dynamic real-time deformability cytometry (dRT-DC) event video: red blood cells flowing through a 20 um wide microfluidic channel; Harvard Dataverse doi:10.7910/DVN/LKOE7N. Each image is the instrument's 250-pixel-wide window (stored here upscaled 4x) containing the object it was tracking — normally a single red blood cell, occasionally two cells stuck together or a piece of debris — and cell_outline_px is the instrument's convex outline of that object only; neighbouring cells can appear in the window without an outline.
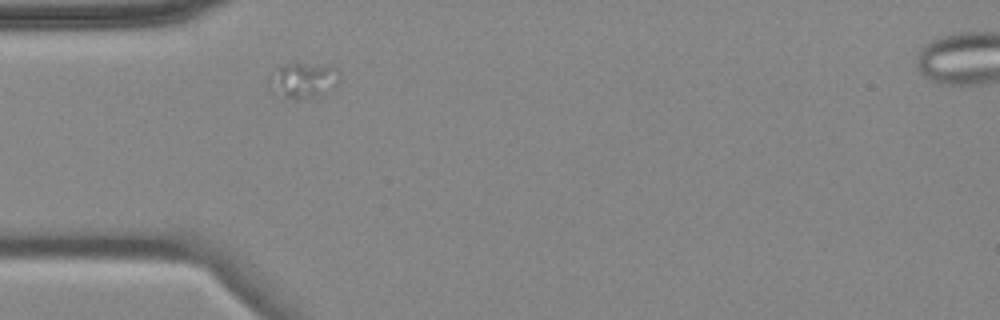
{"species": "common noctule bat (a hibernating species)", "species_latin": "Nyctalus noctula", "temperature_condition": "cold", "stored_images_in_passage": 2, "segment_of_instrument_passage": [1, 2], "camera_frame_rate_fps": 3000, "um_per_image_px": 0.085, "animal": {"sex": "female", "body_mass_g": 18.4}, "frame": {"image": 1, "passage_image": 1, "time_ms": 0.0, "image_size_px": [1000, 320], "cell_outline_px": [[340, 80], [328, 92], [296, 100], [280, 100], [268, 88], [268, 80], [276, 68], [280, 64], [304, 64], [336, 68], [340, 72]], "centroid_in_image_um": [25.68, 6.88], "position_along_channel_um": 59.3, "area_um2": 14.8}}